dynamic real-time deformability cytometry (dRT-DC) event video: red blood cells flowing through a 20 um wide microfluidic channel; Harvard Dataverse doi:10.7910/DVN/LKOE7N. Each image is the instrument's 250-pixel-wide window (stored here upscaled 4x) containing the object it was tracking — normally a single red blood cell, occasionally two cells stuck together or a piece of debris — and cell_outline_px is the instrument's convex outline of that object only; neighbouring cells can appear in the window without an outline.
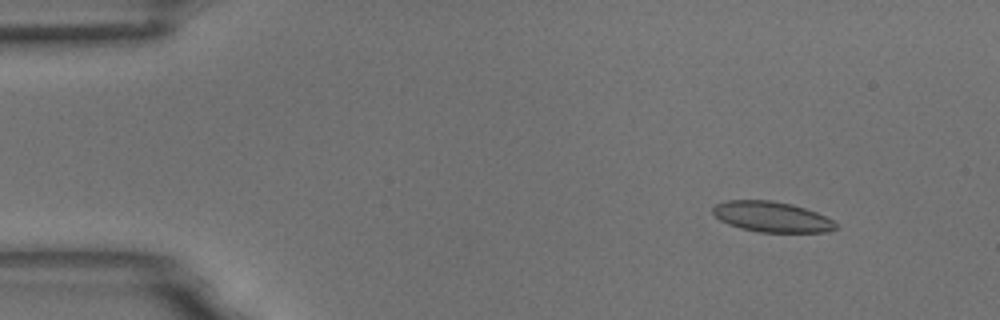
{"species": "common noctule bat (a hibernating species)", "species_latin": "Nyctalus noctula", "temperature_condition": "room temperature", "stored_images_in_passage": 6, "camera_frame_rate_fps": 3000, "um_per_image_px": 0.085, "animal": {"sex": "male", "body_mass_g": 18.8}, "frame": {"image": 1, "passage_image": 2, "time_ms": 0.333, "image_size_px": [1000, 320], "cell_outline_px": [[836, 228], [828, 232], [760, 232], [740, 228], [728, 224], [720, 220], [712, 212], [712, 208], [716, 204], [728, 200], [772, 200], [792, 204], [816, 212], [832, 220], [836, 224]], "centroid_in_image_um": [65.58, 18.43], "position_along_channel_um": 19.4, "area_um2": 21.73}}